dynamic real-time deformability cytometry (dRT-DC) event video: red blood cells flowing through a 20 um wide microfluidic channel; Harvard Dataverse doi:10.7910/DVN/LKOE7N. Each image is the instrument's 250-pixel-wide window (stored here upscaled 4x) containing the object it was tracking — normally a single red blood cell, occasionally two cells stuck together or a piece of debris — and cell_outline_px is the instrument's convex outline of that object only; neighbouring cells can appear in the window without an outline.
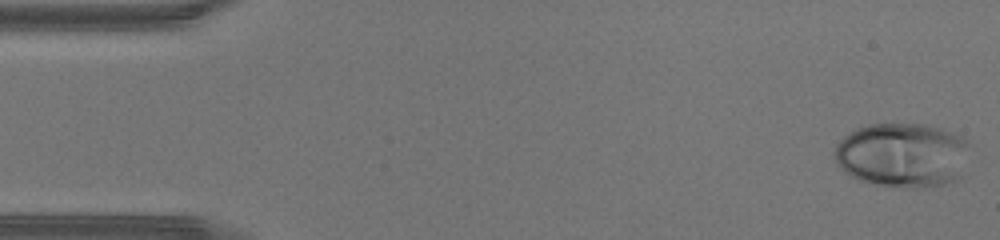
{"species": "human", "species_latin": "Homo sapiens", "temperature_condition": "warm", "stored_images_in_passage": 44, "camera_frame_rate_fps": 3000, "um_per_image_px": 0.085, "donor": {"sex": "male"}, "frame": {"image": 1, "passage_image": 1, "time_ms": 0.0, "image_size_px": [1000, 240], "cell_outline_px": [[972, 144], [960, 176], [956, 180], [944, 184], [920, 188], [912, 188], [876, 184], [860, 180], [844, 172], [836, 164], [832, 156], [832, 152], [836, 144], [844, 136], [856, 128], [868, 124], [924, 124], [940, 128], [960, 136], [968, 140]], "centroid_in_image_um": [76.7, 13.17], "position_along_channel_um": 8.3, "area_um2": 51.38}}
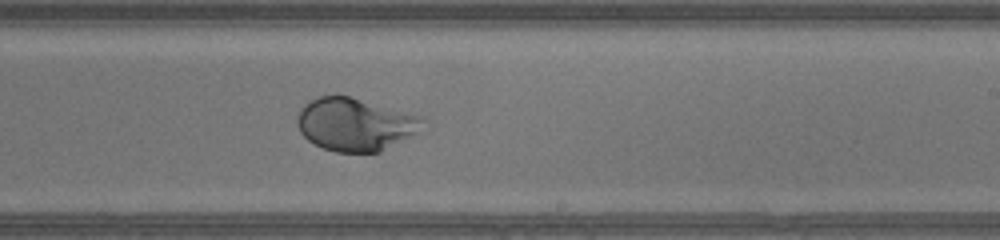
{"frame": {"image": 2, "passage_image": 26, "time_ms": 8.333, "image_size_px": [1000, 240], "cell_outline_px": [[424, 132], [380, 152], [336, 152], [324, 148], [308, 140], [300, 132], [296, 124], [296, 120], [300, 108], [304, 104], [316, 96], [348, 96], [420, 116], [424, 120]], "centroid_in_image_um": [30.22, 10.59], "position_along_channel_um": 258.8, "area_um2": 38.9}}
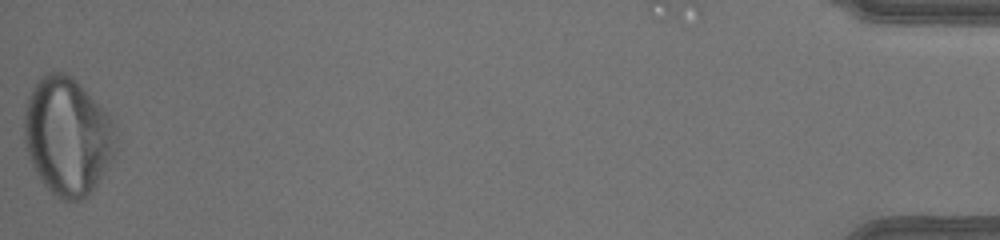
{"frame": {"image": 3, "passage_image": 44, "time_ms": 14.333, "image_size_px": [1000, 240], "cell_outline_px": [[116, 152], [112, 160], [92, 192], [88, 196], [80, 200], [68, 204], [60, 200], [40, 180], [28, 156], [24, 144], [24, 112], [28, 96], [32, 88], [48, 72], [64, 72], [72, 76], [84, 88], [112, 120], [116, 136]], "centroid_in_image_um": [5.73, 11.63], "position_along_channel_um": 429.5, "area_um2": 63.18}}